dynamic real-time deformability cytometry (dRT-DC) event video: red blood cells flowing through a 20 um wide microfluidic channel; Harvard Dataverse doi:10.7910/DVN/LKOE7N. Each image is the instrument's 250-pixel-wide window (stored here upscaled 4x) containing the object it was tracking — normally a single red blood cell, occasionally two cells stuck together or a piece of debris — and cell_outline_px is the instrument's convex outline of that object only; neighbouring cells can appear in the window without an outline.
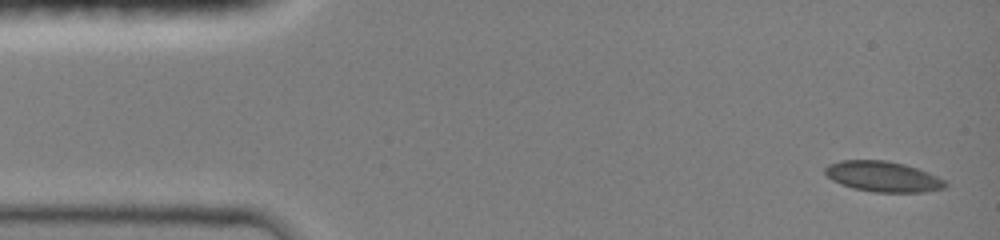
{"species": "common noctule bat (a hibernating species)", "species_latin": "Nyctalus noctula", "temperature_condition": "room temperature", "stored_images_in_passage": 5, "camera_frame_rate_fps": 3000, "um_per_image_px": 0.085, "animal": {"sex": "female", "body_mass_g": 19.0, "forearm_length_mm": 51.5}, "frame": {"image": 1, "passage_image": 1, "time_ms": 0.0, "image_size_px": [1000, 240], "cell_outline_px": [[948, 184], [944, 188], [924, 192], [876, 192], [856, 188], [832, 180], [824, 172], [824, 168], [828, 164], [840, 160], [884, 160], [904, 164], [928, 172], [944, 180]], "centroid_in_image_um": [75.05, 15.0], "position_along_channel_um": 9.9, "area_um2": 21.1}}
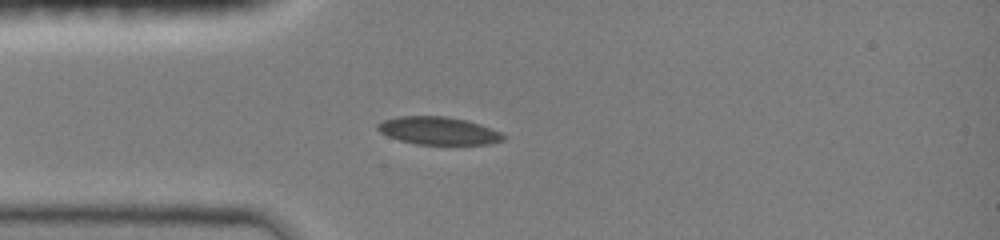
{"frame": {"image": 2, "passage_image": 5, "time_ms": 3.333, "image_size_px": [1000, 240], "cell_outline_px": [[504, 140], [488, 144], [416, 144], [400, 140], [388, 136], [380, 132], [376, 128], [376, 124], [384, 120], [400, 116], [444, 116], [464, 120], [480, 124], [500, 132], [504, 136]], "centroid_in_image_um": [37.23, 11.11], "position_along_channel_um": 47.8, "area_um2": 20.11}}